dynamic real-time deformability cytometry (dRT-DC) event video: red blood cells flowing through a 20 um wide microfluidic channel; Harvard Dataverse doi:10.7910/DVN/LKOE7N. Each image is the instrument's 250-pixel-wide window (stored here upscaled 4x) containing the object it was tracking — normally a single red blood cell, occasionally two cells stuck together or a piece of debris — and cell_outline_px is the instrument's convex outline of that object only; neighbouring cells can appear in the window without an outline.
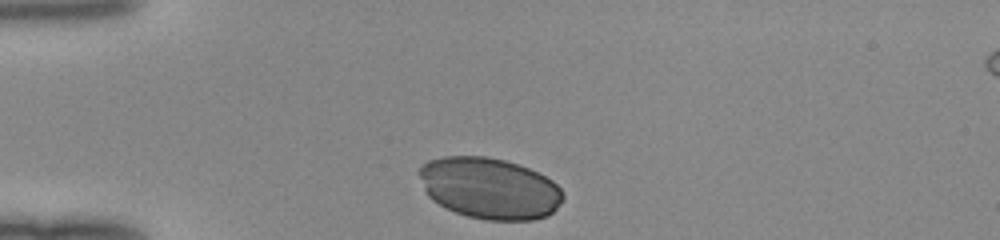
{"species": "human", "species_latin": "Homo sapiens", "temperature_condition": "room temperature", "stored_images_in_passage": 29, "camera_frame_rate_fps": 3000, "um_per_image_px": 0.085, "donor": {"sex": "female"}, "frame": {"image": 1, "passage_image": 1, "time_ms": 0.0, "image_size_px": [1000, 240], "cell_outline_px": [[564, 200], [548, 216], [532, 220], [484, 220], [468, 216], [444, 208], [432, 200], [428, 196], [424, 188], [420, 176], [420, 164], [428, 160], [444, 156], [484, 156], [504, 160], [528, 168], [552, 180], [564, 192]], "centroid_in_image_um": [41.61, 16.01], "position_along_channel_um": 43.4, "area_um2": 51.44}}
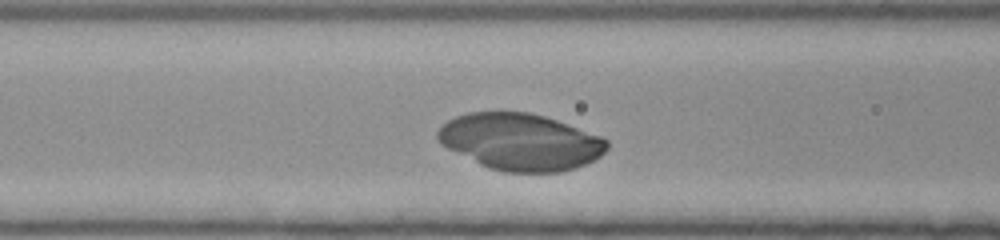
{"frame": {"image": 2, "passage_image": 9, "time_ms": 2.667, "image_size_px": [1000, 240], "cell_outline_px": [[608, 148], [600, 156], [576, 168], [560, 172], [504, 172], [488, 168], [440, 144], [436, 136], [436, 132], [448, 120], [456, 116], [468, 112], [500, 108], [528, 112], [544, 116], [556, 120], [600, 136], [608, 140]], "centroid_in_image_um": [44.19, 12.02], "position_along_channel_um": 122.4, "area_um2": 56.53}}
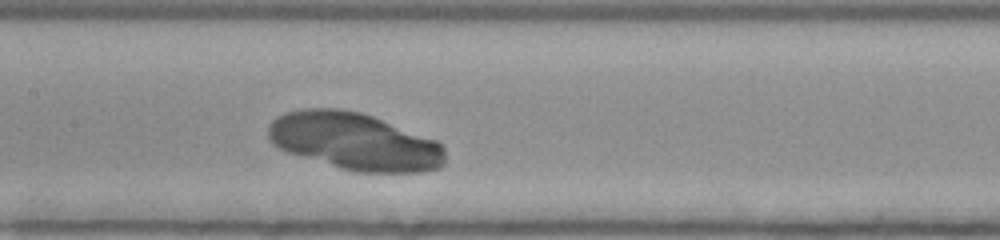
{"frame": {"image": 3, "passage_image": 13, "time_ms": 4.0, "image_size_px": [1000, 240], "cell_outline_px": [[444, 164], [440, 168], [420, 172], [356, 172], [340, 168], [288, 152], [276, 148], [268, 140], [268, 124], [276, 116], [284, 112], [304, 108], [340, 108], [360, 112], [372, 116], [436, 140], [444, 148]], "centroid_in_image_um": [30.09, 12.01], "position_along_channel_um": 177.3, "area_um2": 59.19}}